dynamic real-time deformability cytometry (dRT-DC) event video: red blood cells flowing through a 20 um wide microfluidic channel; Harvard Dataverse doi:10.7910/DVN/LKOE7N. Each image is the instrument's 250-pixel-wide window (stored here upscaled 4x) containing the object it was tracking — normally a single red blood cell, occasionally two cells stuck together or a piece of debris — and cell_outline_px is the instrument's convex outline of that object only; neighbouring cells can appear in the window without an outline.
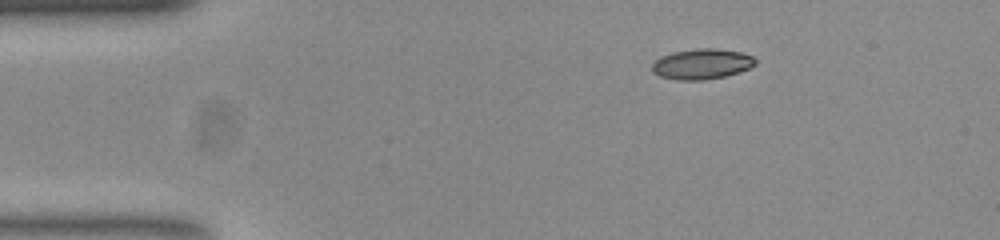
{"species": "common noctule bat (a hibernating species)", "species_latin": "Nyctalus noctula", "temperature_condition": "room temperature", "stored_images_in_passage": 45, "camera_frame_rate_fps": 3000, "um_per_image_px": 0.085, "animal": {"sex": "female", "body_mass_g": 23.0, "forearm_length_mm": 53.4}, "frame": {"image": 1, "passage_image": 1, "time_ms": 0.0, "image_size_px": [1000, 240], "cell_outline_px": [[756, 64], [740, 72], [724, 76], [704, 80], [676, 80], [660, 76], [652, 72], [652, 64], [660, 56], [672, 52], [696, 48], [712, 48], [740, 52], [752, 56], [756, 60]], "centroid_in_image_um": [59.63, 5.44], "position_along_channel_um": 25.4, "area_um2": 18.32}}
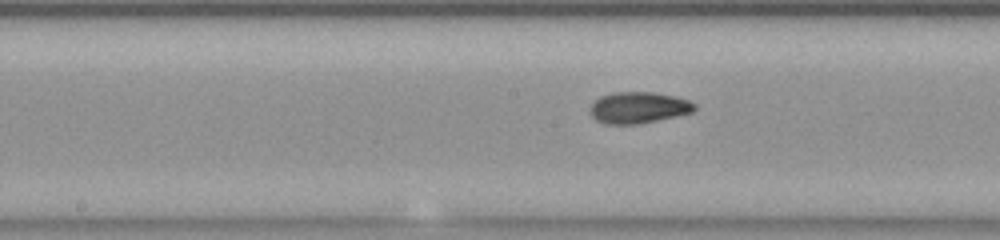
{"frame": {"image": 2, "passage_image": 19, "time_ms": 6.0, "image_size_px": [1000, 240], "cell_outline_px": [[696, 108], [692, 112], [676, 116], [636, 124], [604, 124], [596, 120], [592, 116], [588, 108], [600, 96], [612, 92], [656, 92], [676, 96], [688, 100], [696, 104]], "centroid_in_image_um": [54.25, 9.13], "position_along_channel_um": 193.9, "area_um2": 19.19}}
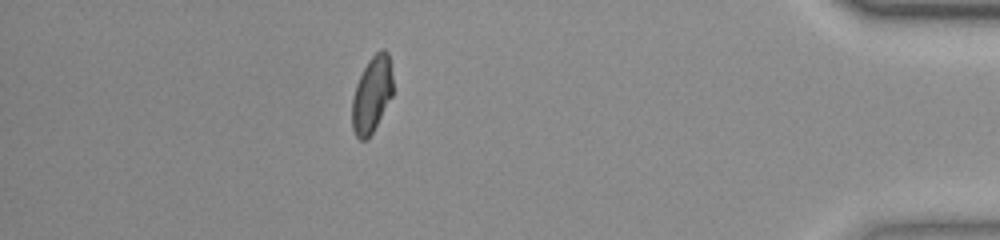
{"frame": {"image": 3, "passage_image": 39, "time_ms": 12.667, "image_size_px": [1000, 240], "cell_outline_px": [[392, 96], [372, 132], [364, 140], [360, 140], [356, 136], [352, 128], [352, 96], [356, 84], [368, 60], [380, 48], [384, 48], [388, 52], [392, 76]], "centroid_in_image_um": [31.6, 8.0], "position_along_channel_um": 403.6, "area_um2": 17.98}, "authors_computed_cell_mechanics": {"area_um2": 18.6694, "velocity_mm_per_s": 3.9003, "shape_relaxation_time_tau1_ms": 8.2352, "shape_relaxation_time_tau2_ms": 1.6809, "deformation_change_tau1": 0.1959, "deformation_change_tau2": 0.0623}}